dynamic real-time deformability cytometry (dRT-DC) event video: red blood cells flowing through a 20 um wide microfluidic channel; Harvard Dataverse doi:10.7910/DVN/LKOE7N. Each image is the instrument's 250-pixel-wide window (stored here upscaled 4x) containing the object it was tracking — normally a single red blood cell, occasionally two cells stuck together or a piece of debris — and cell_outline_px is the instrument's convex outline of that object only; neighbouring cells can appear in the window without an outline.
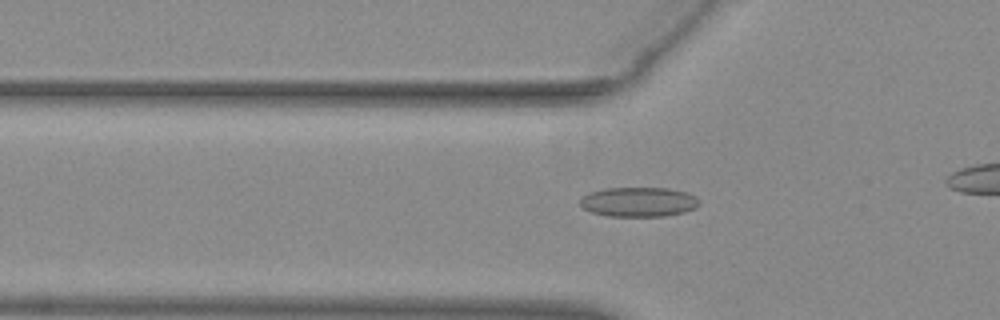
{"species": "common noctule bat (a hibernating species)", "species_latin": "Nyctalus noctula", "temperature_condition": "warm", "stored_images_in_passage": 32, "camera_frame_rate_fps": 3000, "um_per_image_px": 0.085, "animal": {"sex": "female", "body_mass_g": 29.2, "forearm_length_mm": 56.3}, "frame": {"image": 1, "passage_image": 4, "time_ms": 1.0, "image_size_px": [1000, 320], "cell_outline_px": [[700, 204], [696, 208], [684, 212], [664, 216], [608, 216], [592, 212], [584, 208], [580, 204], [580, 200], [588, 192], [604, 188], [668, 188], [688, 192], [696, 196], [700, 200]], "centroid_in_image_um": [54.32, 17.15], "position_along_channel_um": 71.5, "area_um2": 20.69}}
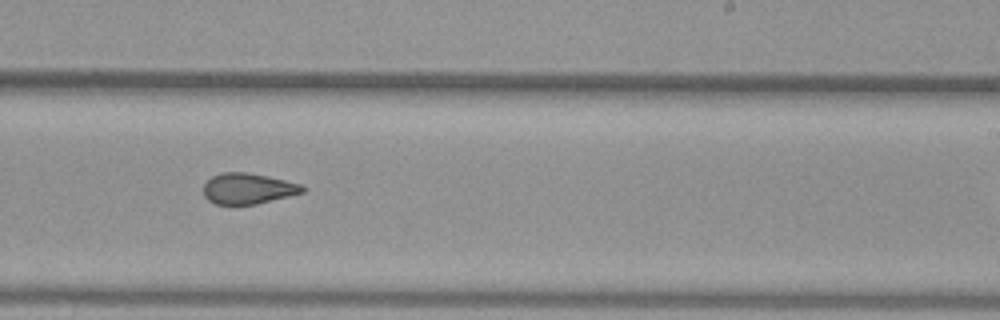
{"frame": {"image": 2, "passage_image": 19, "time_ms": 6.0, "image_size_px": [1000, 320], "cell_outline_px": [[308, 188], [304, 192], [256, 204], [216, 204], [208, 200], [204, 196], [204, 184], [212, 176], [220, 172], [248, 172], [268, 176], [304, 184]], "centroid_in_image_um": [21.11, 16.01], "position_along_channel_um": 267.9, "area_um2": 17.92}}
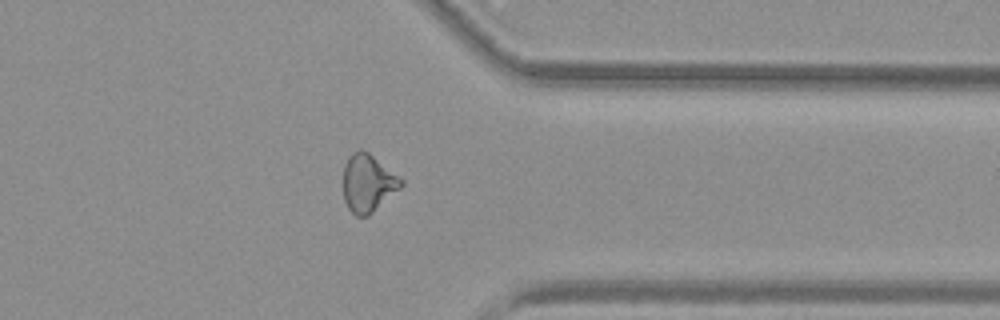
{"frame": {"image": 3, "passage_image": 28, "time_ms": 9.0, "image_size_px": [1000, 320], "cell_outline_px": [[404, 184], [400, 188], [368, 216], [356, 216], [348, 208], [344, 200], [344, 164], [348, 156], [352, 152], [360, 148], [368, 152], [404, 180]], "centroid_in_image_um": [31.27, 15.55], "position_along_channel_um": 380.1, "area_um2": 19.36}, "authors_computed_cell_mechanics": {"area_um2": 18.6116, "velocity_mm_per_s": 3.9224, "shape_relaxation_time_tau1_ms": null, "shape_relaxation_time_tau2_ms": 2.1812, "deformation_change_tau1": null, "deformation_change_tau2": 0.0871}}